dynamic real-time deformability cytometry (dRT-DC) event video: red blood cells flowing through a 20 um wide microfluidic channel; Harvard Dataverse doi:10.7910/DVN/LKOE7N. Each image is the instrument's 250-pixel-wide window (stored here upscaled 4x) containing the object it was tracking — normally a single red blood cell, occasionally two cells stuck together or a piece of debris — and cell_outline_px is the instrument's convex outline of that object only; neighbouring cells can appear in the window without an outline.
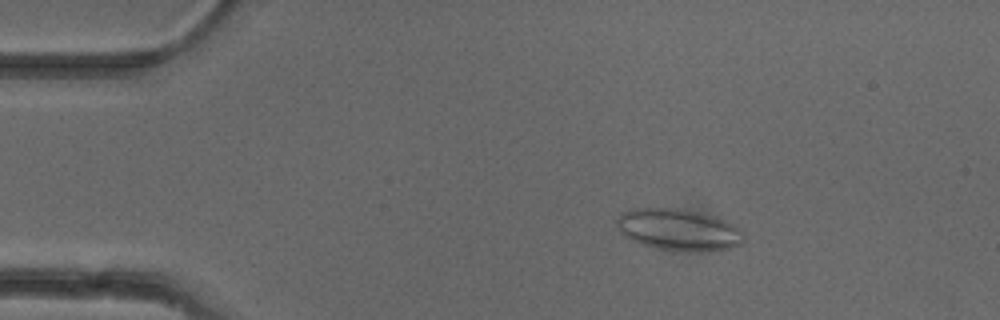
{"species": "common noctule bat (a hibernating species)", "species_latin": "Nyctalus noctula", "temperature_condition": "cold", "stored_images_in_passage": 52, "camera_frame_rate_fps": 3000, "um_per_image_px": 0.085, "animal": {"sex": "female"}, "frame": {"image": 1, "passage_image": 9, "time_ms": 2.667, "image_size_px": [1000, 320], "cell_outline_px": [[744, 240], [740, 244], [732, 248], [660, 248], [628, 240], [620, 232], [616, 224], [616, 220], [620, 212], [632, 208], [676, 208], [716, 216], [740, 228], [744, 236]], "centroid_in_image_um": [57.6, 19.46], "position_along_channel_um": 27.4, "area_um2": 29.82}}
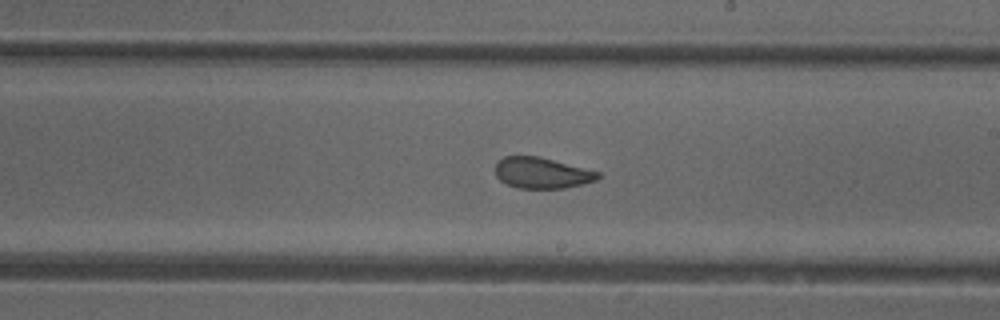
{"frame": {"image": 2, "passage_image": 30, "time_ms": 9.667, "image_size_px": [1000, 320], "cell_outline_px": [[600, 176], [596, 180], [564, 188], [516, 188], [500, 180], [496, 176], [496, 160], [504, 156], [540, 156], [600, 172]], "centroid_in_image_um": [46.03, 14.68], "position_along_channel_um": 243.0, "area_um2": 18.5}}
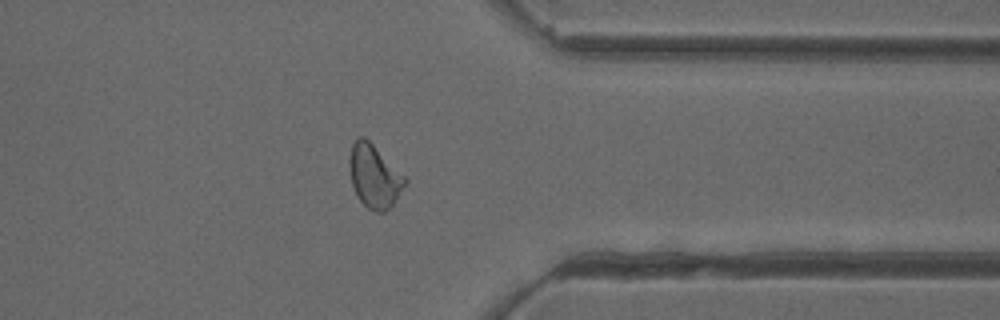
{"frame": {"image": 3, "passage_image": 41, "time_ms": 13.333, "image_size_px": [1000, 320], "cell_outline_px": [[408, 180], [392, 204], [384, 212], [376, 212], [368, 208], [356, 196], [352, 184], [348, 164], [348, 160], [352, 144], [360, 136], [364, 136]], "centroid_in_image_um": [31.77, 14.98], "position_along_channel_um": 379.6, "area_um2": 20.0}, "authors_computed_cell_mechanics": {"area_um2": 20.808, "velocity_mm_per_s": 3.9544, "shape_relaxation_time_tau1_ms": 7.4855, "shape_relaxation_time_tau2_ms": 1.0637, "deformation_change_tau1": 0.1398, "deformation_change_tau2": 0.0572}}